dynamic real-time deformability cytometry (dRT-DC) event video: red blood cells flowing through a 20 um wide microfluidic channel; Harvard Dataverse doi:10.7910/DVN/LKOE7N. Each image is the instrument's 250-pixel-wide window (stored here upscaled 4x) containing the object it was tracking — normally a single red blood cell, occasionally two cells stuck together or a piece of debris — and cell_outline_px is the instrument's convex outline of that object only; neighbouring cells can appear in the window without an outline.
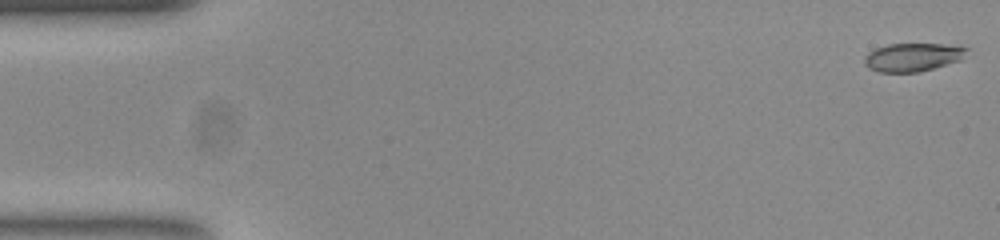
{"species": "common noctule bat (a hibernating species)", "species_latin": "Nyctalus noctula", "temperature_condition": "room temperature", "stored_images_in_passage": 52, "camera_frame_rate_fps": 3000, "um_per_image_px": 0.085, "animal": {"sex": "female", "body_mass_g": 23.0, "forearm_length_mm": 53.4}, "frame": {"image": 1, "passage_image": 1, "time_ms": 0.0, "image_size_px": [1000, 240], "cell_outline_px": [[968, 48], [960, 60], [932, 68], [916, 72], [880, 72], [868, 68], [864, 64], [864, 56], [868, 52], [876, 48], [888, 44], [944, 44]], "centroid_in_image_um": [77.51, 4.86], "position_along_channel_um": 7.5, "area_um2": 16.65}}
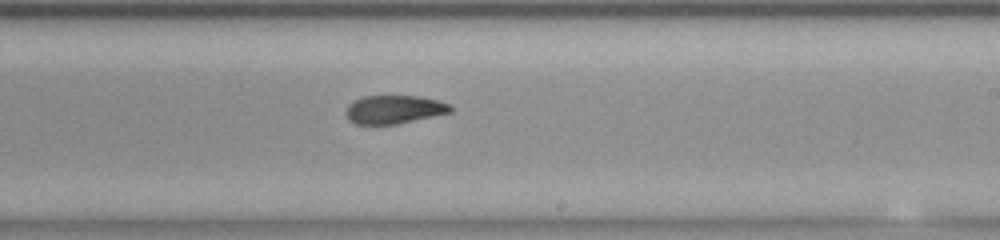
{"frame": {"image": 2, "passage_image": 31, "time_ms": 10.0, "image_size_px": [1000, 240], "cell_outline_px": [[452, 112], [396, 124], [356, 124], [348, 120], [344, 112], [348, 104], [352, 100], [364, 96], [420, 96], [436, 100], [448, 104], [452, 108]], "centroid_in_image_um": [33.44, 9.3], "position_along_channel_um": 255.6, "area_um2": 17.34}}
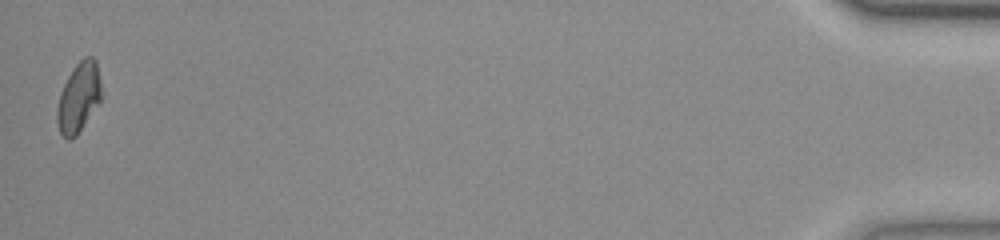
{"frame": {"image": 3, "passage_image": 52, "time_ms": 17.0, "image_size_px": [1000, 240], "cell_outline_px": [[104, 96], [76, 136], [68, 140], [60, 132], [56, 120], [56, 108], [60, 92], [68, 76], [76, 64], [84, 56], [92, 56], [96, 60]], "centroid_in_image_um": [6.71, 8.26], "position_along_channel_um": 428.5, "area_um2": 18.26}, "authors_computed_cell_mechanics": {"area_um2": 18.0336, "velocity_mm_per_s": 3.8826, "shape_relaxation_time_tau1_ms": null, "shape_relaxation_time_tau2_ms": 1.425, "deformation_change_tau1": null, "deformation_change_tau2": 0.0712}}